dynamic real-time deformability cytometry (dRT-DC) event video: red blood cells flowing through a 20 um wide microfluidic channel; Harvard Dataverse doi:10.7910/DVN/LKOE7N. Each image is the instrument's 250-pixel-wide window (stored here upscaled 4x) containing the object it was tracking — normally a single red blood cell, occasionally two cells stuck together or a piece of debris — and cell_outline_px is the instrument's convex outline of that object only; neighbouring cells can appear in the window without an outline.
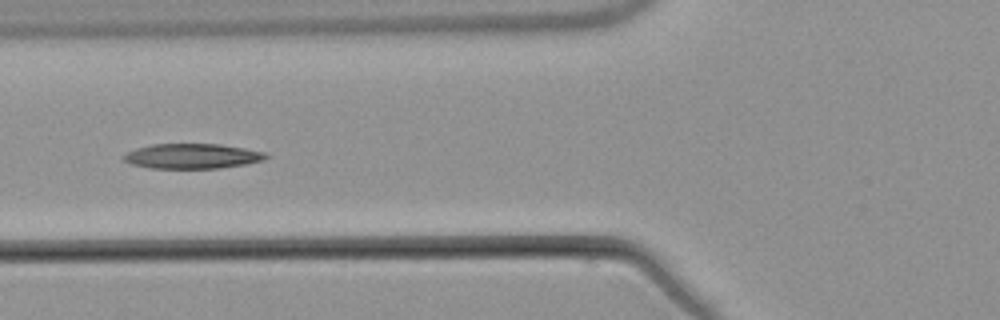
{"species": "common noctule bat (a hibernating species)", "species_latin": "Nyctalus noctula", "temperature_condition": "warm", "stored_images_in_passage": 7, "camera_frame_rate_fps": 3000, "um_per_image_px": 0.085, "animal": {"sex": "male", "body_mass_g": 21.5, "forearm_length_mm": 52.0}, "frame": {"image": 1, "passage_image": 5, "time_ms": 5.0, "image_size_px": [1000, 320], "cell_outline_px": [[268, 156], [264, 160], [248, 164], [220, 168], [148, 168], [132, 164], [124, 160], [120, 156], [136, 148], [152, 144], [220, 144], [244, 148], [264, 152]], "centroid_in_image_um": [16.33, 13.27], "position_along_channel_um": 109.5, "area_um2": 20.75}}
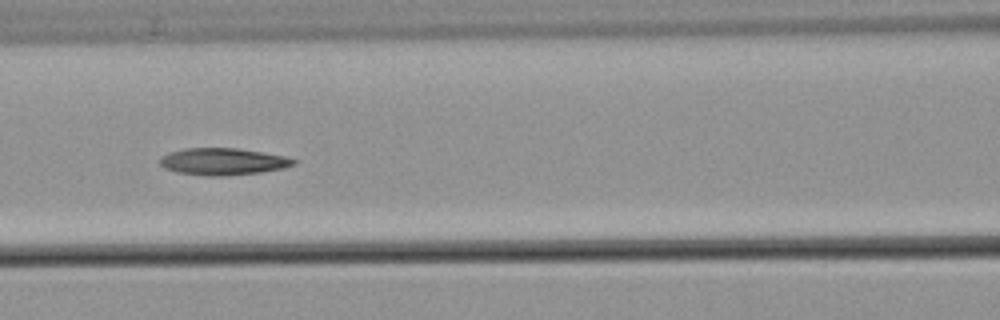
{"frame": {"image": 2, "passage_image": 6, "time_ms": 6.0, "image_size_px": [1000, 320], "cell_outline_px": [[296, 164], [284, 168], [260, 172], [224, 176], [204, 176], [176, 172], [164, 168], [160, 164], [160, 156], [168, 152], [184, 148], [236, 148], [284, 156], [296, 160]], "centroid_in_image_um": [18.9, 13.73], "position_along_channel_um": 147.7, "area_um2": 21.04}}